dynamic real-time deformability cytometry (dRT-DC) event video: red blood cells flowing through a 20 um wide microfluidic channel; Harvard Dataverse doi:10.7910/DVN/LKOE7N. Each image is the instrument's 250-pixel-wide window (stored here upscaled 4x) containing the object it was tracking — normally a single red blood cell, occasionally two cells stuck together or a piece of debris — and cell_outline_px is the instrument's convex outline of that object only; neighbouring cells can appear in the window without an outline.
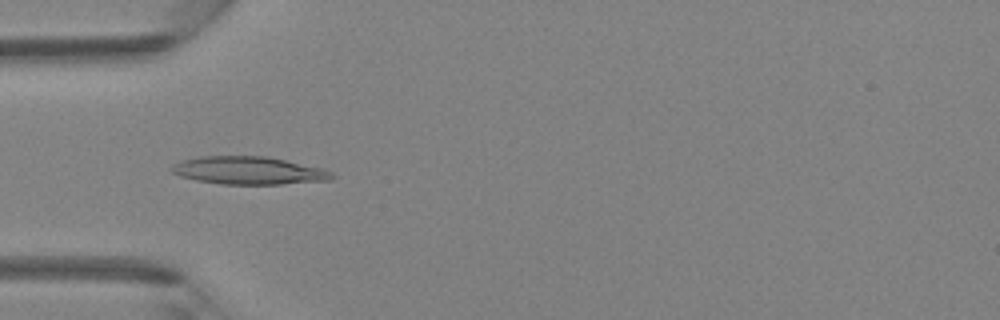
{"species": "Egyptian fruit bat (a non-hibernating species)", "species_latin": "Rousettus aegyptiacus", "temperature_condition": "room temperature", "stored_images_in_passage": 45, "camera_frame_rate_fps": 3000, "um_per_image_px": 0.085, "animal": {"sex": "female"}, "frame": {"image": 1, "passage_image": 14, "time_ms": 4.333, "image_size_px": [1000, 320], "cell_outline_px": [[336, 176], [332, 180], [280, 184], [220, 184], [196, 180], [180, 176], [172, 172], [168, 168], [172, 164], [184, 160], [200, 156], [268, 156], [320, 168], [332, 172]], "centroid_in_image_um": [21.12, 14.49], "position_along_channel_um": 63.9, "area_um2": 26.01}}
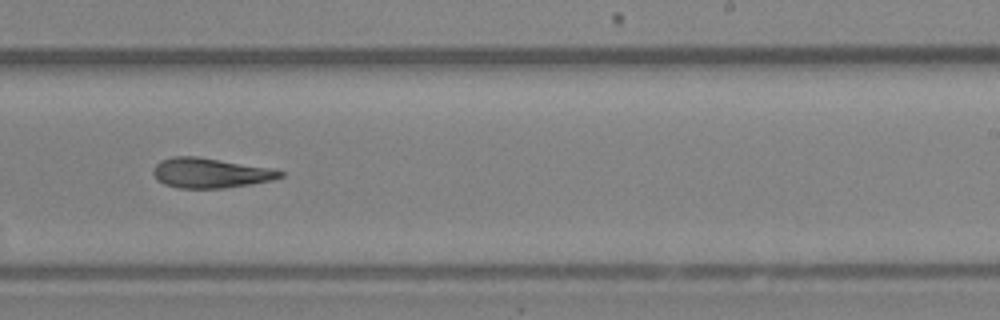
{"frame": {"image": 2, "passage_image": 28, "time_ms": 9.0, "image_size_px": [1000, 320], "cell_outline_px": [[284, 176], [272, 180], [252, 184], [224, 188], [176, 188], [164, 184], [156, 180], [152, 172], [156, 164], [160, 160], [172, 156], [196, 156], [272, 168], [284, 172]], "centroid_in_image_um": [17.86, 14.7], "position_along_channel_um": 271.1, "area_um2": 22.31}}
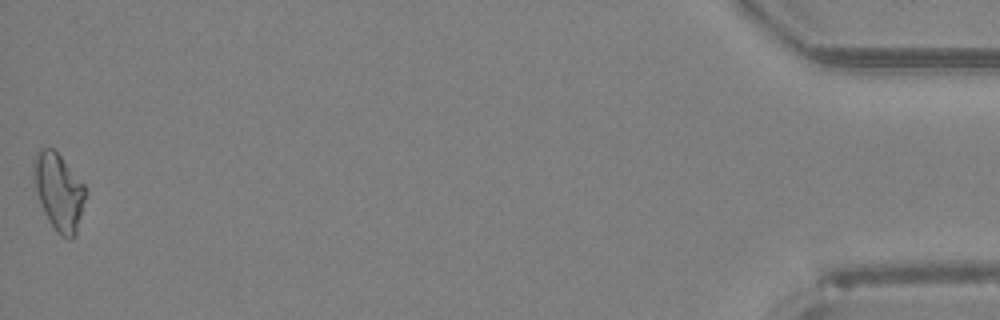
{"frame": {"image": 3, "passage_image": 45, "time_ms": 14.667, "image_size_px": [1000, 320], "cell_outline_px": [[88, 192], [76, 232], [72, 240], [68, 240], [60, 236], [56, 232], [48, 220], [44, 212], [36, 192], [32, 176], [32, 160], [36, 152], [40, 148], [52, 148], [60, 156], [88, 188]], "centroid_in_image_um": [4.99, 16.3], "position_along_channel_um": 430.2, "area_um2": 23.7}}